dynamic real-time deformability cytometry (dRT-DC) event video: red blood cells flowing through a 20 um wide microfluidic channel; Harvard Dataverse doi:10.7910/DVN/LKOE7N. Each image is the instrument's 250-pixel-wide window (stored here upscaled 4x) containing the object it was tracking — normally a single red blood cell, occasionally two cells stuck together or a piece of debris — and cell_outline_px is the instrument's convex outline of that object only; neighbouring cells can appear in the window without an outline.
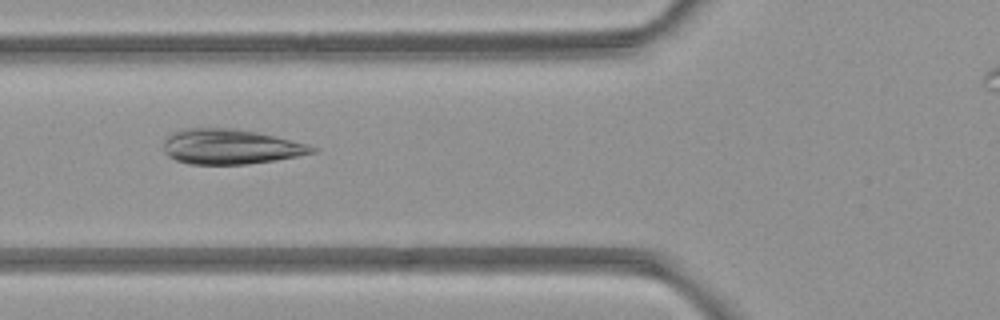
{"species": "common noctule bat (a hibernating species)", "species_latin": "Nyctalus noctula", "temperature_condition": "room temperature", "stored_images_in_passage": 6, "camera_frame_rate_fps": 3000, "um_per_image_px": 0.085, "animal": {"sex": "female", "body_mass_g": 21.9}, "frame": {"image": 1, "passage_image": 5, "time_ms": 5.333, "image_size_px": [1000, 320], "cell_outline_px": [[320, 148], [316, 152], [296, 156], [248, 164], [188, 164], [176, 160], [168, 156], [164, 152], [164, 140], [172, 132], [184, 128], [236, 128], [276, 136], [308, 144]], "centroid_in_image_um": [19.58, 12.46], "position_along_channel_um": 106.2, "area_um2": 30.4}}
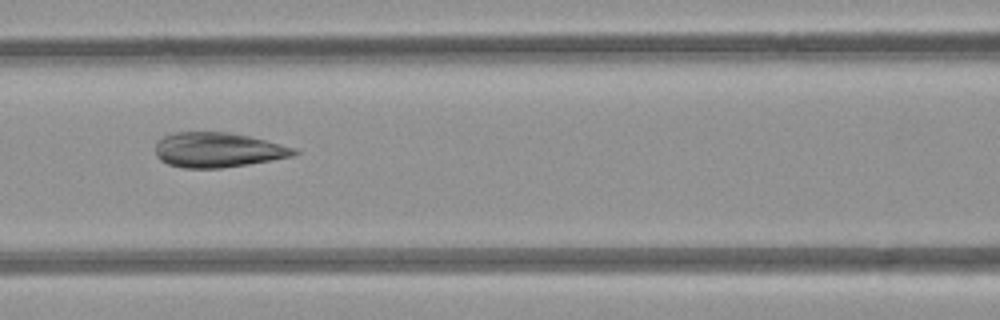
{"frame": {"image": 2, "passage_image": 6, "time_ms": 6.333, "image_size_px": [1000, 320], "cell_outline_px": [[300, 152], [292, 156], [272, 160], [248, 164], [220, 168], [184, 168], [168, 164], [160, 160], [156, 156], [156, 144], [164, 136], [172, 132], [228, 132], [248, 136], [300, 148]], "centroid_in_image_um": [18.55, 12.74], "position_along_channel_um": 148.0, "area_um2": 28.26}}